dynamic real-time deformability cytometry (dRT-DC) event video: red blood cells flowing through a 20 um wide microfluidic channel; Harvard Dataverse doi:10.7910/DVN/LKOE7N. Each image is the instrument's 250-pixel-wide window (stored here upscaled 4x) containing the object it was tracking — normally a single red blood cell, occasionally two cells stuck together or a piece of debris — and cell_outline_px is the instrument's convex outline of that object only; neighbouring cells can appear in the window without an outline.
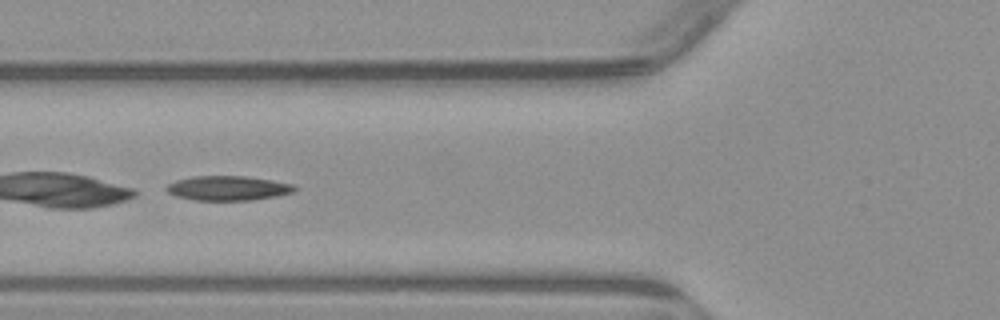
{"species": "common noctule bat (a hibernating species)", "species_latin": "Nyctalus noctula", "temperature_condition": "warm", "stored_images_in_passage": 6, "camera_frame_rate_fps": 3000, "um_per_image_px": 0.085, "animal": {"sex": "male", "body_mass_g": 23.1, "forearm_length_mm": 52.7}, "frame": {"image": 1, "passage_image": 6, "time_ms": 6.0, "image_size_px": [1000, 320], "cell_outline_px": [[296, 188], [292, 192], [276, 196], [252, 200], [192, 200], [176, 196], [168, 192], [164, 188], [168, 184], [176, 180], [192, 176], [244, 176], [272, 180], [292, 184]], "centroid_in_image_um": [19.33, 15.99], "position_along_channel_um": 106.5, "area_um2": 18.26}}